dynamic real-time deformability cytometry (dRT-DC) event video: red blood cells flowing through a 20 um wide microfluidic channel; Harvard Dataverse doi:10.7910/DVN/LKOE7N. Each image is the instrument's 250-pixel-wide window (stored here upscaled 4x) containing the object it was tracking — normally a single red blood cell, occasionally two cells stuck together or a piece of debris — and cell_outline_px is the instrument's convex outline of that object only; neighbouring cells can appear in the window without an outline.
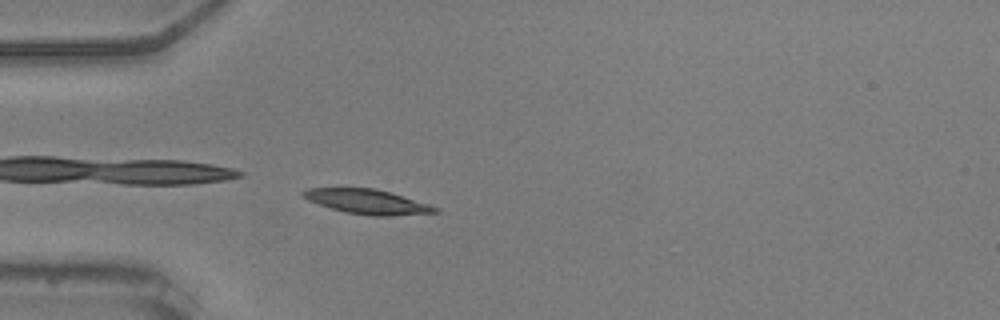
{"species": "common noctule bat (a hibernating species)", "species_latin": "Nyctalus noctula", "temperature_condition": "warm", "stored_images_in_passage": 32, "camera_frame_rate_fps": 3000, "um_per_image_px": 0.085, "animal": {"sex": "male", "body_mass_g": 20.5, "forearm_length_mm": 52.5}, "frame": {"image": 1, "passage_image": 1, "time_ms": 0.0, "image_size_px": [1000, 320], "cell_outline_px": [[440, 212], [392, 216], [372, 216], [348, 212], [332, 208], [308, 200], [300, 192], [304, 188], [376, 188], [428, 204], [440, 208]], "centroid_in_image_um": [31.24, 17.14], "position_along_channel_um": 53.8, "area_um2": 18.73}}
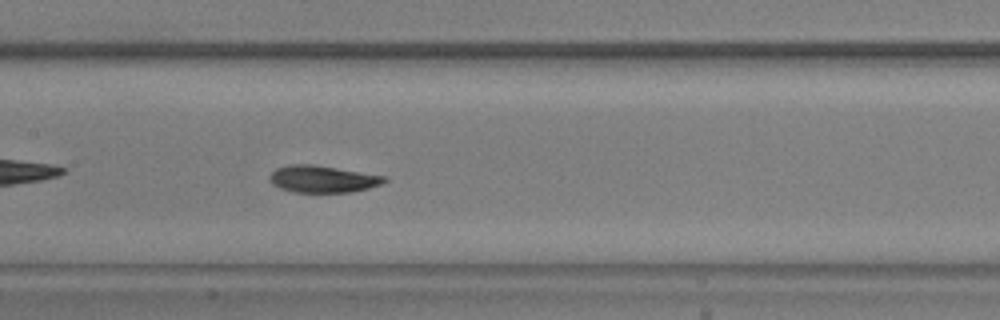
{"frame": {"image": 2, "passage_image": 12, "time_ms": 3.667, "image_size_px": [1000, 320], "cell_outline_px": [[388, 180], [380, 184], [368, 188], [352, 192], [292, 192], [280, 188], [272, 184], [268, 176], [276, 168], [288, 164], [316, 164], [384, 176]], "centroid_in_image_um": [27.38, 15.21], "position_along_channel_um": 180.0, "area_um2": 18.09}}
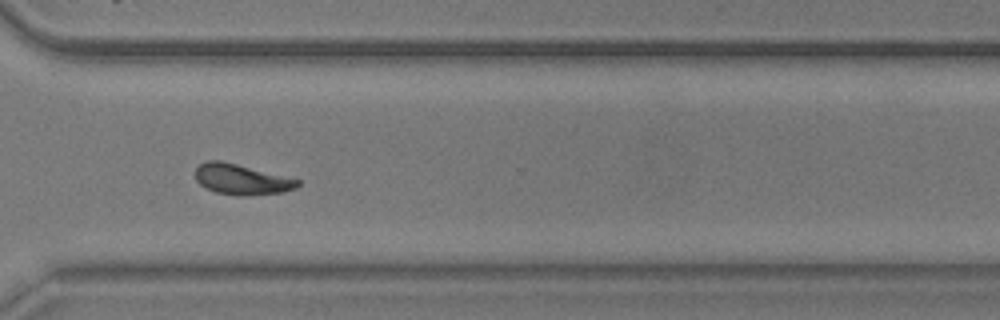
{"frame": {"image": 3, "passage_image": 26, "time_ms": 8.333, "image_size_px": [1000, 320], "cell_outline_px": [[300, 184], [296, 188], [284, 192], [244, 196], [236, 196], [216, 192], [200, 184], [196, 180], [196, 168], [200, 164], [208, 160], [220, 160], [300, 180]], "centroid_in_image_um": [20.53, 15.26], "position_along_channel_um": 350.1, "area_um2": 17.98}, "authors_computed_cell_mechanics": {"area_um2": 17.918, "velocity_mm_per_s": 3.6601, "shape_relaxation_time_tau1_ms": 3.0081, "shape_relaxation_time_tau2_ms": 8.2224, "deformation_change_tau1": 0.1194, "deformation_change_tau2": 0.1419}}